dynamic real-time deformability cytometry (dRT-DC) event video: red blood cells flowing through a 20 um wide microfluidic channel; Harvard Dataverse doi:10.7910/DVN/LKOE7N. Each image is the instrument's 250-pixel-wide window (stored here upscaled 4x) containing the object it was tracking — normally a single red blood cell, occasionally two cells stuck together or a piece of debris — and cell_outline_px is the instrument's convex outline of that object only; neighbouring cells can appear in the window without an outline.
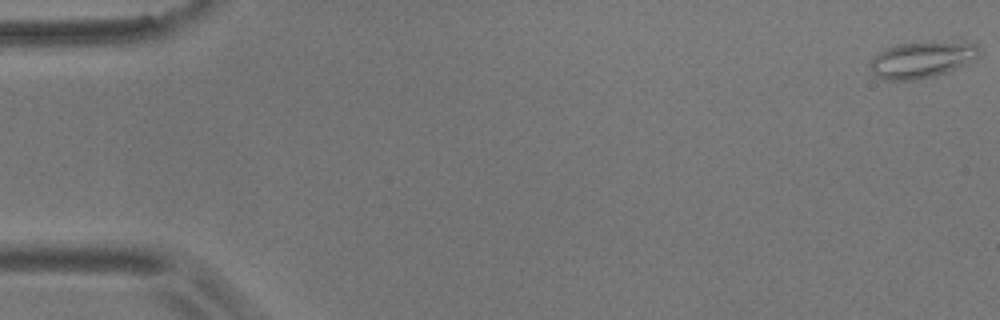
{"species": "common noctule bat (a hibernating species)", "species_latin": "Nyctalus noctula", "temperature_condition": "room temperature", "stored_images_in_passage": 5, "camera_frame_rate_fps": 3000, "um_per_image_px": 0.085, "animal": {"sex": "male", "body_mass_g": 17.9}, "frame": {"image": 1, "passage_image": 1, "time_ms": 0.0, "image_size_px": [1000, 320], "cell_outline_px": [[980, 56], [948, 72], [916, 80], [884, 80], [876, 76], [872, 72], [868, 64], [872, 56], [896, 44], [956, 36], [976, 44], [980, 48]], "centroid_in_image_um": [78.45, 4.98], "position_along_channel_um": 6.6, "area_um2": 24.62}}